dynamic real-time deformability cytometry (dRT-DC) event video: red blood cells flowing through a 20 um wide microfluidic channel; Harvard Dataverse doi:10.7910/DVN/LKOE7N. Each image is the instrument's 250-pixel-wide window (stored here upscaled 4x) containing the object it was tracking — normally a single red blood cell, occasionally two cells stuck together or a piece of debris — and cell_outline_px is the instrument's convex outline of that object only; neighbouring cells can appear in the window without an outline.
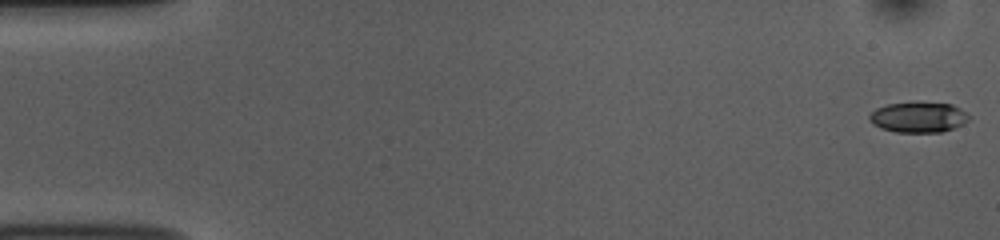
{"species": "common noctule bat (a hibernating species)", "species_latin": "Nyctalus noctula", "temperature_condition": "room temperature", "stored_images_in_passage": 53, "camera_frame_rate_fps": 3000, "um_per_image_px": 0.085, "animal": {"sex": "female", "body_mass_g": 10.0, "forearm_length_mm": 53.1}, "frame": {"image": 1, "passage_image": 1, "time_ms": 0.0, "image_size_px": [1000, 240], "cell_outline_px": [[972, 116], [968, 120], [952, 128], [940, 132], [896, 132], [880, 128], [872, 124], [868, 120], [868, 116], [876, 108], [888, 104], [912, 100], [952, 104], [960, 108]], "centroid_in_image_um": [78.03, 9.92], "position_along_channel_um": 7.0, "area_um2": 18.15}}
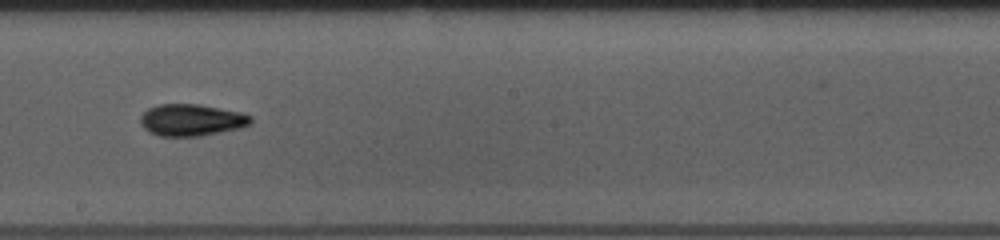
{"frame": {"image": 2, "passage_image": 30, "time_ms": 9.667, "image_size_px": [1000, 240], "cell_outline_px": [[252, 124], [240, 128], [200, 136], [160, 136], [144, 128], [140, 124], [140, 116], [148, 108], [160, 104], [200, 104], [240, 112], [252, 116]], "centroid_in_image_um": [16.29, 10.19], "position_along_channel_um": 231.9, "area_um2": 20.46}}
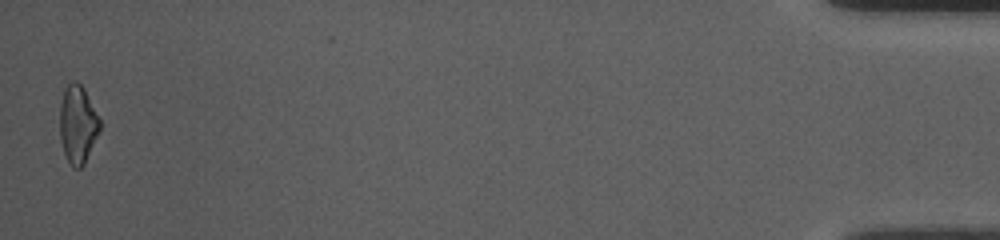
{"frame": {"image": 3, "passage_image": 53, "time_ms": 17.333, "image_size_px": [1000, 240], "cell_outline_px": [[100, 132], [84, 164], [80, 168], [72, 168], [68, 164], [60, 140], [60, 104], [64, 88], [72, 80], [76, 80], [84, 88], [100, 120]], "centroid_in_image_um": [6.6, 10.58], "position_along_channel_um": 428.6, "area_um2": 18.38}, "authors_computed_cell_mechanics": {"area_um2": 18.496, "velocity_mm_per_s": 3.7659, "shape_relaxation_time_tau1_ms": 4.3873, "shape_relaxation_time_tau2_ms": 2.8284, "deformation_change_tau1": 0.1553, "deformation_change_tau2": 0.0929}}